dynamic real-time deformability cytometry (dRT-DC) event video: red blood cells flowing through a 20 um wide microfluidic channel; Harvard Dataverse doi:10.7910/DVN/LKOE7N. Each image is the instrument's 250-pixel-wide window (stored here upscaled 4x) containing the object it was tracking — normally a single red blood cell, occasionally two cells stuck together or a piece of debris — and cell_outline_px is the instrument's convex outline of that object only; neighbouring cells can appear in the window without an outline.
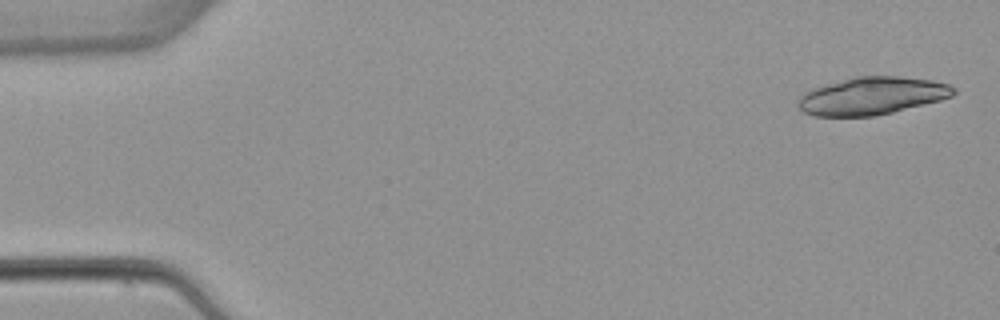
{"species": "common noctule bat (a hibernating species)", "species_latin": "Nyctalus noctula", "temperature_condition": "warm", "stored_images_in_passage": 8, "segment_of_instrument_passage": [1, 2], "camera_frame_rate_fps": 3000, "um_per_image_px": 0.085, "animal": {"sex": "female", "body_mass_g": 22.7, "forearm_length_mm": 54.2}, "frame": {"image": 1, "passage_image": 1, "time_ms": 0.0, "image_size_px": [1000, 320], "cell_outline_px": [[956, 92], [952, 96], [940, 100], [876, 116], [812, 116], [804, 112], [796, 104], [796, 100], [804, 92], [828, 84], [856, 76], [900, 76], [932, 80], [948, 84], [956, 88]], "centroid_in_image_um": [74.12, 8.15], "position_along_channel_um": 10.9, "area_um2": 33.99}}